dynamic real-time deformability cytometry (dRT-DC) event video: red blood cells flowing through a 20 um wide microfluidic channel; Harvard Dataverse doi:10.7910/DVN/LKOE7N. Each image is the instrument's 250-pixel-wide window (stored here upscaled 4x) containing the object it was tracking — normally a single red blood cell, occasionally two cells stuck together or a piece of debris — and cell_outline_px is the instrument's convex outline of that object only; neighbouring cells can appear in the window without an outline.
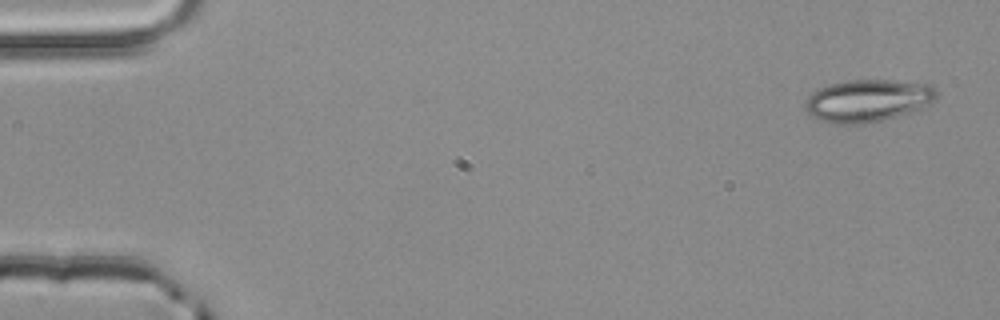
{"species": "common noctule bat (a hibernating species)", "species_latin": "Nyctalus noctula", "temperature_condition": "room temperature", "stored_images_in_passage": 4, "camera_frame_rate_fps": 3000, "um_per_image_px": 0.085, "animal": {"sex": "male", "body_mass_g": 20.4}, "frame": {"image": 1, "passage_image": 1, "time_ms": 0.0, "image_size_px": [1000, 320], "cell_outline_px": [[936, 100], [924, 108], [896, 116], [880, 120], [860, 124], [832, 124], [820, 120], [812, 116], [808, 112], [804, 104], [808, 96], [812, 92], [820, 88], [832, 84], [848, 80], [892, 80], [932, 84], [936, 88]], "centroid_in_image_um": [73.79, 8.55], "position_along_channel_um": 11.2, "area_um2": 32.48}}